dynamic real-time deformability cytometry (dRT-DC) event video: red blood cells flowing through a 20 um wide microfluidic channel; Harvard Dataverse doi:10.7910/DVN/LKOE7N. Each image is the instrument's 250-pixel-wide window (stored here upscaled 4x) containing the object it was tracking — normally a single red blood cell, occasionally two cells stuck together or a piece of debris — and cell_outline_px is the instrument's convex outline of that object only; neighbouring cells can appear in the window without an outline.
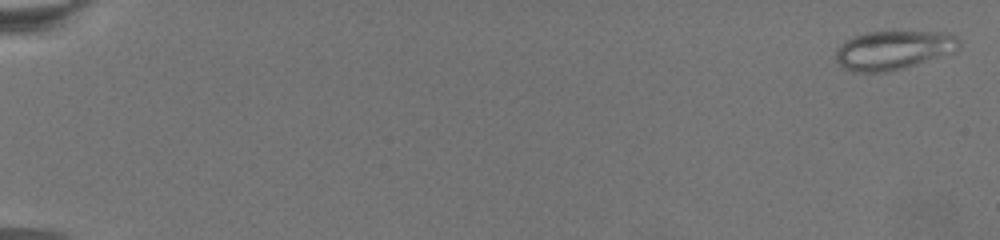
{"species": "common noctule bat (a hibernating species)", "species_latin": "Nyctalus noctula", "temperature_condition": "warm", "stored_images_in_passage": 74, "camera_frame_rate_fps": 3000, "um_per_image_px": 0.085, "animal": {"sex": "female", "body_mass_g": 19.5, "forearm_length_mm": 54.1}, "frame": {"image": 1, "passage_image": 2, "time_ms": 0.333, "image_size_px": [1000, 240], "cell_outline_px": [[960, 44], [956, 52], [900, 68], [884, 72], [856, 72], [844, 68], [836, 60], [836, 48], [852, 36], [868, 32], [948, 32], [956, 36], [960, 40]], "centroid_in_image_um": [75.95, 4.24], "position_along_channel_um": 9.1, "area_um2": 27.74}}
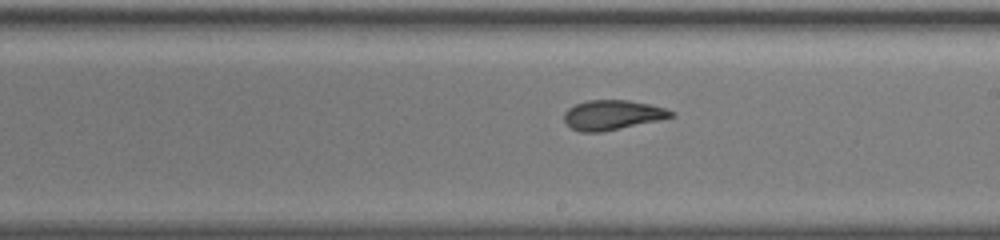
{"frame": {"image": 2, "passage_image": 46, "time_ms": 15.0, "image_size_px": [1000, 240], "cell_outline_px": [[676, 116], [660, 120], [600, 132], [580, 132], [572, 128], [564, 120], [564, 112], [568, 108], [576, 104], [588, 100], [628, 100], [648, 104], [664, 108], [676, 112]], "centroid_in_image_um": [52.07, 9.77], "position_along_channel_um": 236.9, "area_um2": 18.44}}
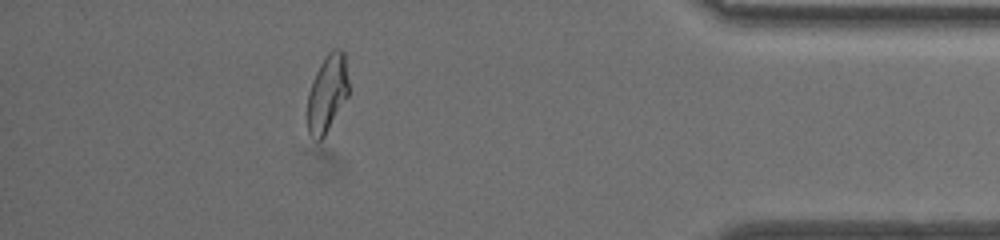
{"frame": {"image": 3, "passage_image": 67, "time_ms": 22.0, "image_size_px": [1000, 240], "cell_outline_px": [[348, 96], [324, 136], [320, 140], [316, 140], [308, 132], [308, 92], [316, 72], [320, 64], [328, 52], [332, 48], [340, 48], [344, 52], [348, 80]], "centroid_in_image_um": [27.82, 7.9], "position_along_channel_um": 407.4, "area_um2": 18.38}}